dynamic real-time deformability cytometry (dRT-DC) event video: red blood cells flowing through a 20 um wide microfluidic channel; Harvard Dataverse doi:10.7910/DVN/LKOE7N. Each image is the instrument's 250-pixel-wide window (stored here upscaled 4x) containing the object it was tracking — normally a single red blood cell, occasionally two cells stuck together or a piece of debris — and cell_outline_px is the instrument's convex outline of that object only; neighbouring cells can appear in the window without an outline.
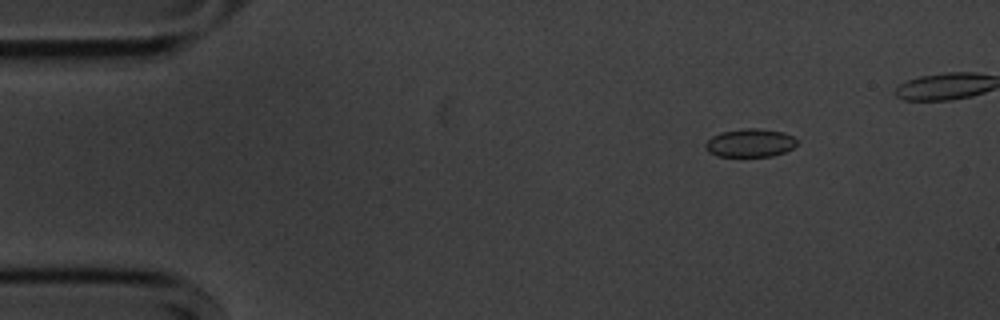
{"species": "common noctule bat (a hibernating species)", "species_latin": "Nyctalus noctula", "temperature_condition": "cold", "stored_images_in_passage": 51, "camera_frame_rate_fps": 3000, "um_per_image_px": 0.085, "animal": {"sex": "male", "body_mass_g": 20.1, "forearm_length_mm": 53.5}, "frame": {"image": 1, "passage_image": 8, "time_ms": 2.333, "image_size_px": [1000, 320], "cell_outline_px": [[796, 144], [792, 148], [784, 152], [772, 156], [720, 156], [708, 152], [704, 148], [704, 144], [712, 136], [720, 132], [744, 128], [760, 128], [784, 132], [792, 136], [796, 140]], "centroid_in_image_um": [63.73, 12.14], "position_along_channel_um": 21.3, "area_um2": 15.09}}
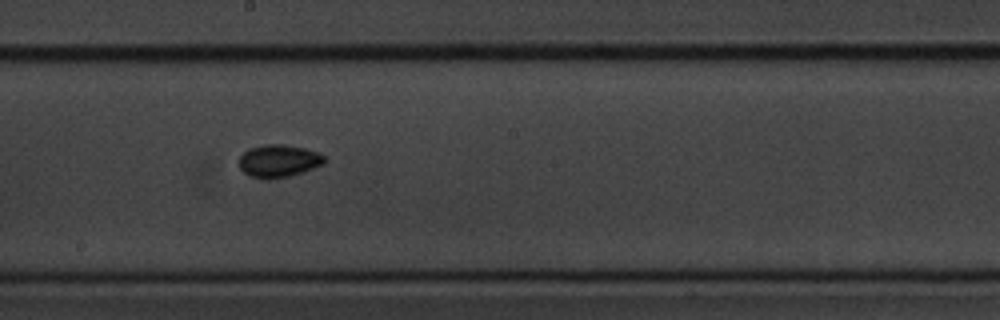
{"frame": {"image": 2, "passage_image": 31, "time_ms": 10.0, "image_size_px": [1000, 320], "cell_outline_px": [[324, 164], [288, 176], [268, 180], [252, 176], [244, 172], [240, 168], [240, 156], [248, 148], [264, 144], [284, 144], [304, 148], [320, 152], [324, 156]], "centroid_in_image_um": [23.68, 13.66], "position_along_channel_um": 224.5, "area_um2": 16.13}}
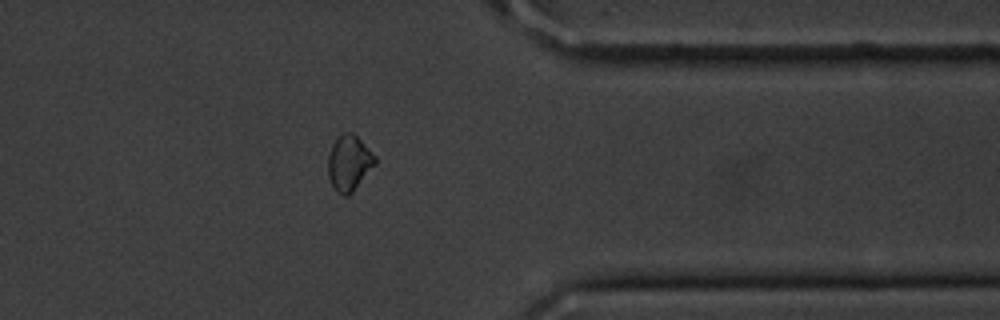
{"frame": {"image": 3, "passage_image": 45, "time_ms": 14.667, "image_size_px": [1000, 320], "cell_outline_px": [[376, 164], [352, 192], [348, 196], [344, 196], [336, 192], [328, 176], [328, 156], [332, 144], [336, 136], [340, 132], [352, 132], [376, 156]], "centroid_in_image_um": [29.66, 13.83], "position_along_channel_um": 381.7, "area_um2": 15.32}, "authors_computed_cell_mechanics": {"area_um2": 15.0858, "velocity_mm_per_s": 3.5991, "shape_relaxation_time_tau1_ms": null, "shape_relaxation_time_tau2_ms": 8.3987, "deformation_change_tau1": null, "deformation_change_tau2": 0.0911}}